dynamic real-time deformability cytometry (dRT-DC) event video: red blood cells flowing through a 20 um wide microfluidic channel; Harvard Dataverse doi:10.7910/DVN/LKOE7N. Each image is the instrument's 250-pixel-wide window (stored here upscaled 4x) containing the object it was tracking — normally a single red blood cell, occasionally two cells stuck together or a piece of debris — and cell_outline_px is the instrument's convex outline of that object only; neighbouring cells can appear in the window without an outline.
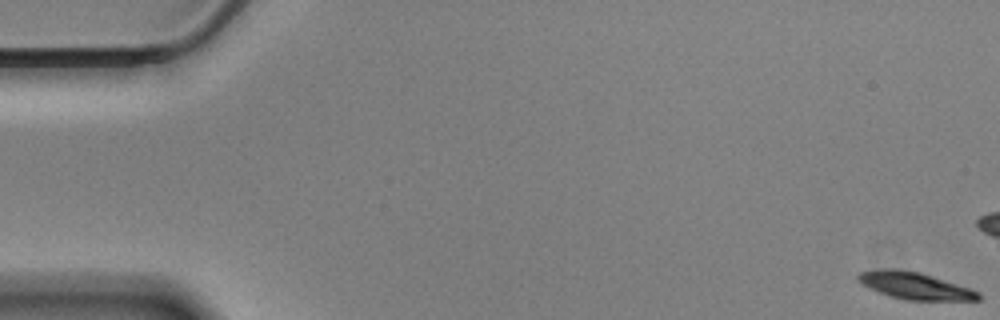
{"species": "Egyptian fruit bat (a non-hibernating species)", "species_latin": "Rousettus aegyptiacus", "temperature_condition": "cold", "stored_images_in_passage": 19, "camera_frame_rate_fps": 3000, "um_per_image_px": 0.085, "animal": {"sex": "male"}, "frame": {"image": 1, "passage_image": 1, "time_ms": 0.0, "image_size_px": [1000, 320], "cell_outline_px": [[980, 300], [904, 300], [868, 288], [856, 280], [856, 276], [860, 272], [884, 268], [892, 268], [920, 272], [968, 288], [976, 292], [980, 296]], "centroid_in_image_um": [77.68, 24.28], "position_along_channel_um": 7.3, "area_um2": 18.61}}